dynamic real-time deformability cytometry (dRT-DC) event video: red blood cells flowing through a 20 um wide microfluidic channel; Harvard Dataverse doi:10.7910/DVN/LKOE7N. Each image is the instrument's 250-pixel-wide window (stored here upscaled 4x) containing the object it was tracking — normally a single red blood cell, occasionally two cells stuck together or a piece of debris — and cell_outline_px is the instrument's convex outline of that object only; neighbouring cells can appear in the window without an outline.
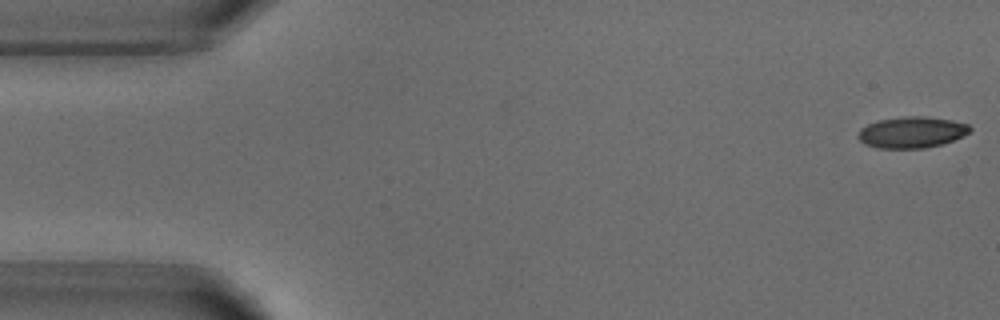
{"species": "common noctule bat (a hibernating species)", "species_latin": "Nyctalus noctula", "temperature_condition": "warm", "stored_images_in_passage": 4, "camera_frame_rate_fps": 3000, "um_per_image_px": 0.085, "animal": {"sex": "male", "body_mass_g": 18.8}, "frame": {"image": 1, "passage_image": 1, "time_ms": 0.0, "image_size_px": [1000, 320], "cell_outline_px": [[972, 128], [964, 136], [944, 144], [924, 148], [880, 148], [864, 144], [856, 136], [860, 128], [876, 120], [900, 116], [928, 116], [952, 120], [968, 124]], "centroid_in_image_um": [77.49, 11.23], "position_along_channel_um": 7.5, "area_um2": 20.69}}